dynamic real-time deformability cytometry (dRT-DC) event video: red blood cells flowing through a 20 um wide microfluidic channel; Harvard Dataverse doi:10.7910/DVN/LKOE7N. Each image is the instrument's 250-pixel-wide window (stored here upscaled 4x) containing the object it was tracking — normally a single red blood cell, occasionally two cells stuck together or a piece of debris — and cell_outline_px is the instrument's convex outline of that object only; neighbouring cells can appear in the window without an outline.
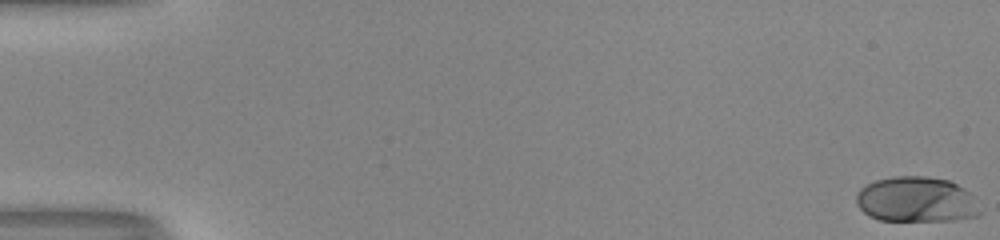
{"species": "human", "species_latin": "Homo sapiens", "temperature_condition": "room temperature", "stored_images_in_passage": 53, "camera_frame_rate_fps": 3000, "um_per_image_px": 0.085, "donor": {"sex": "male"}, "frame": {"image": 1, "passage_image": 1, "time_ms": 0.0, "image_size_px": [1000, 240], "cell_outline_px": [[980, 212], [976, 216], [952, 220], [880, 220], [868, 216], [856, 204], [856, 196], [860, 188], [876, 180], [892, 176], [924, 176], [948, 180], [964, 188], [968, 192]], "centroid_in_image_um": [77.83, 16.96], "position_along_channel_um": 7.2, "area_um2": 32.31}}
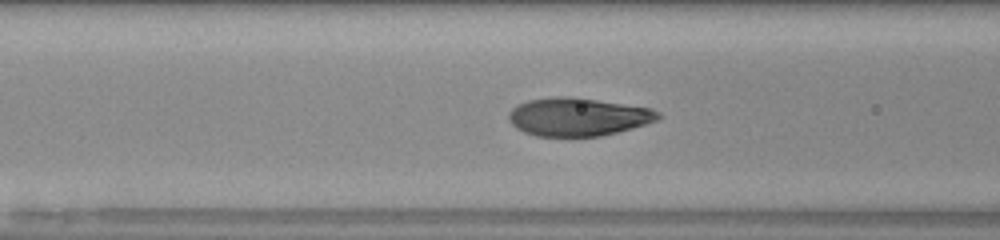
{"frame": {"image": 2, "passage_image": 23, "time_ms": 7.333, "image_size_px": [1000, 240], "cell_outline_px": [[664, 116], [660, 120], [632, 128], [600, 136], [536, 136], [524, 132], [516, 128], [508, 120], [508, 112], [516, 104], [528, 100], [552, 96], [564, 96], [596, 100], [652, 108], [660, 112]], "centroid_in_image_um": [49.13, 9.93], "position_along_channel_um": 117.5, "area_um2": 33.41}}
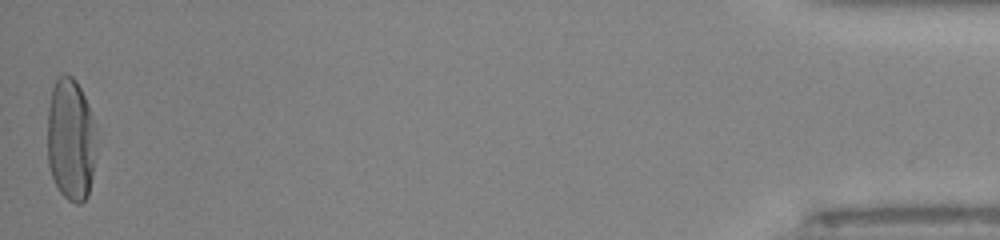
{"frame": {"image": 3, "passage_image": 53, "time_ms": 17.333, "image_size_px": [1000, 240], "cell_outline_px": [[96, 156], [88, 196], [80, 204], [76, 204], [68, 200], [60, 192], [52, 176], [48, 164], [48, 104], [52, 88], [56, 76], [64, 72], [72, 76], [76, 80], [84, 96], [92, 116]], "centroid_in_image_um": [6.0, 11.84], "position_along_channel_um": 429.2, "area_um2": 35.08}, "authors_computed_cell_mechanics": {"area_um2": 33.3506, "velocity_mm_per_s": 4.0429, "shape_relaxation_time_tau1_ms": 4.1046, "shape_relaxation_time_tau2_ms": null, "deformation_change_tau1": 0.2227, "deformation_change_tau2": null}}